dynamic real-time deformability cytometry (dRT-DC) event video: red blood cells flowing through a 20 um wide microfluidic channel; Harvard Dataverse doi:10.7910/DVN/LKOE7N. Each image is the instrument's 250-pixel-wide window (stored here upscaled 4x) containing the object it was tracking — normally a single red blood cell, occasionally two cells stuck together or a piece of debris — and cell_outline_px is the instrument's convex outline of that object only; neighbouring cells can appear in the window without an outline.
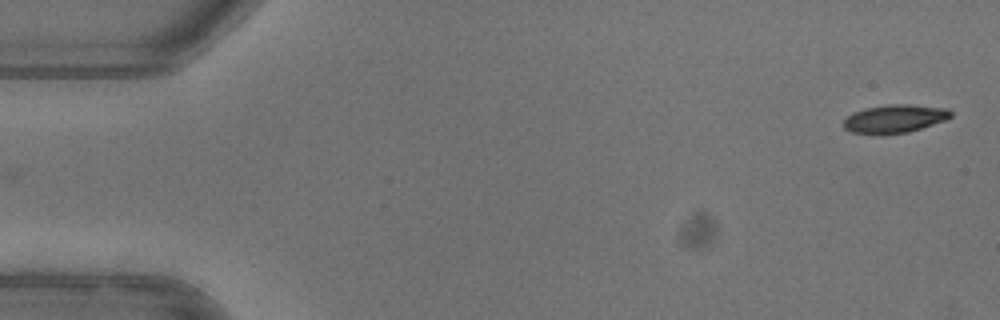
{"species": "common noctule bat (a hibernating species)", "species_latin": "Nyctalus noctula", "temperature_condition": "warm", "stored_images_in_passage": 51, "camera_frame_rate_fps": 3000, "um_per_image_px": 0.085, "animal": {"sex": "female"}, "frame": {"image": 1, "passage_image": 1, "time_ms": 0.0, "image_size_px": [1000, 320], "cell_outline_px": [[952, 116], [944, 120], [908, 132], [880, 136], [852, 132], [844, 128], [844, 120], [852, 112], [864, 108], [888, 104], [908, 104], [948, 108], [952, 112]], "centroid_in_image_um": [76.01, 10.1], "position_along_channel_um": 9.0, "area_um2": 17.86}}
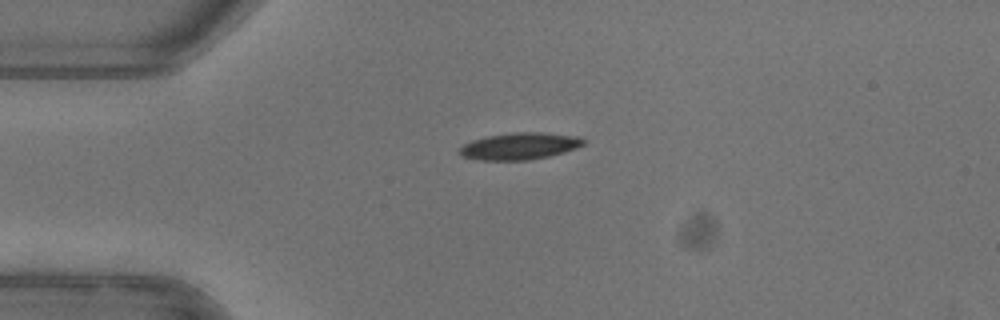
{"frame": {"image": 2, "passage_image": 12, "time_ms": 3.667, "image_size_px": [1000, 320], "cell_outline_px": [[584, 144], [576, 148], [564, 152], [548, 156], [528, 160], [476, 160], [460, 156], [460, 148], [464, 144], [472, 140], [488, 136], [512, 132], [544, 132], [576, 136], [584, 140]], "centroid_in_image_um": [44.14, 12.42], "position_along_channel_um": 40.9, "area_um2": 19.36}, "authors_computed_cell_mechanics": {"area_um2": 18.9584, "velocity_mm_per_s": 3.9815, "shape_relaxation_time_tau1_ms": null, "shape_relaxation_time_tau2_ms": 1.6007, "deformation_change_tau1": null, "deformation_change_tau2": 0.0642}}